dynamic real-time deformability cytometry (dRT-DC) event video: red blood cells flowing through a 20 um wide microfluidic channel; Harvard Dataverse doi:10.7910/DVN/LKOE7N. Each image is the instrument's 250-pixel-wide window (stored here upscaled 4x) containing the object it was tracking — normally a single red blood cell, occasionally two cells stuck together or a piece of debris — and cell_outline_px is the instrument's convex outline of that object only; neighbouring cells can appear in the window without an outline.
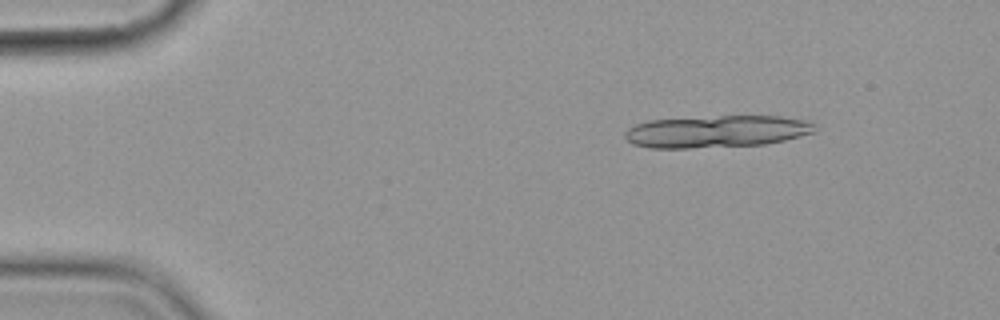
{"species": "common noctule bat (a hibernating species)", "species_latin": "Nyctalus noctula", "temperature_condition": "cold", "stored_images_in_passage": 5, "camera_frame_rate_fps": 3000, "um_per_image_px": 0.085, "animal": {"sex": "female", "body_mass_g": 19.9}, "frame": {"image": 1, "passage_image": 2, "time_ms": 1.333, "image_size_px": [1000, 320], "cell_outline_px": [[816, 132], [784, 140], [764, 144], [688, 148], [648, 148], [632, 144], [624, 136], [624, 132], [628, 128], [636, 124], [648, 120], [720, 116], [780, 116], [808, 120], [816, 124]], "centroid_in_image_um": [60.92, 11.17], "position_along_channel_um": 24.1, "area_um2": 35.66}}